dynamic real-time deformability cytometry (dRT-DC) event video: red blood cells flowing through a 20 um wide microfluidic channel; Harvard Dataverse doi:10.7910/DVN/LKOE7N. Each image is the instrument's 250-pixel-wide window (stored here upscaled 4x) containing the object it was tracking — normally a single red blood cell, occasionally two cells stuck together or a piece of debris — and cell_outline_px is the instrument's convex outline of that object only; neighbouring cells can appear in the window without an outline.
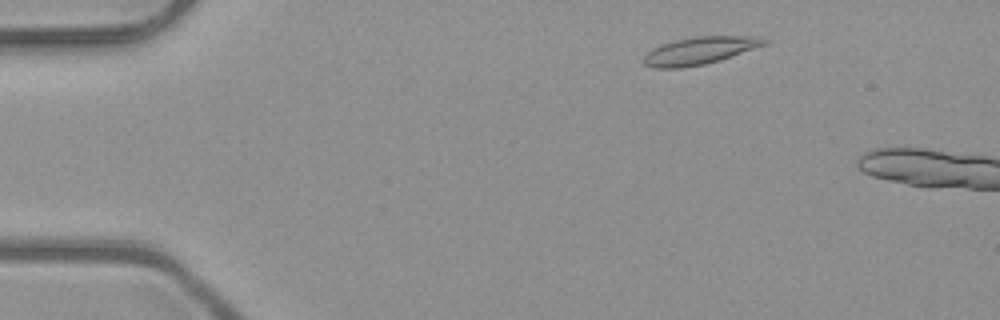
{"species": "common noctule bat (a hibernating species)", "species_latin": "Nyctalus noctula", "temperature_condition": "room temperature", "stored_images_in_passage": 10, "camera_frame_rate_fps": 3000, "um_per_image_px": 0.085, "animal": {"sex": "male", "body_mass_g": 23.1, "forearm_length_mm": 52.7}, "frame": {"image": 1, "passage_image": 6, "time_ms": 1.667, "image_size_px": [1000, 320], "cell_outline_px": [[768, 44], [720, 60], [704, 64], [680, 68], [652, 68], [644, 64], [644, 56], [652, 48], [660, 44], [676, 40], [696, 36], [760, 36], [768, 40]], "centroid_in_image_um": [59.49, 4.3], "position_along_channel_um": 25.5, "area_um2": 19.36}}